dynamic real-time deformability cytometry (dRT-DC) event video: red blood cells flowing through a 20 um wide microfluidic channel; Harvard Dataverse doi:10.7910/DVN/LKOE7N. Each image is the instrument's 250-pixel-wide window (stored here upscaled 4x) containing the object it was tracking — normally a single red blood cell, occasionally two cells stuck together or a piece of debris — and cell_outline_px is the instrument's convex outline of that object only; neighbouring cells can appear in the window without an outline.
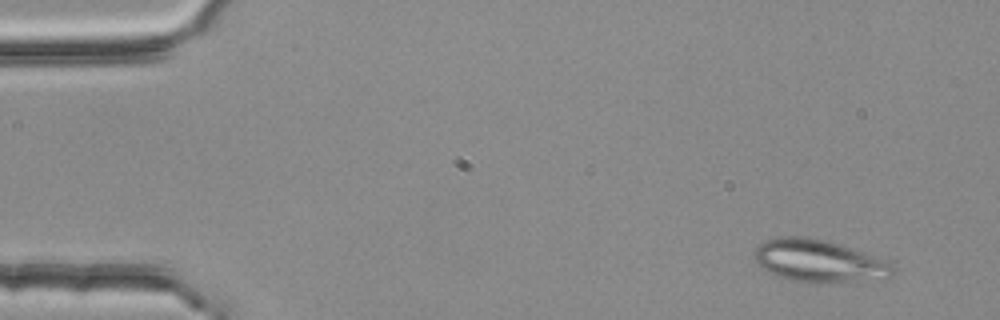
{"species": "common noctule bat (a hibernating species)", "species_latin": "Nyctalus noctula", "temperature_condition": "room temperature", "stored_images_in_passage": 4, "camera_frame_rate_fps": 3000, "um_per_image_px": 0.085, "animal": {"sex": "female", "body_mass_g": 25.1}, "frame": {"image": 1, "passage_image": 1, "time_ms": 0.0, "image_size_px": [1000, 320], "cell_outline_px": [[896, 268], [884, 280], [792, 280], [780, 276], [764, 268], [756, 260], [752, 252], [760, 244], [768, 240], [780, 236], [808, 236], [840, 244], [884, 260], [892, 264]], "centroid_in_image_um": [69.61, 22.13], "position_along_channel_um": 15.4, "area_um2": 32.95}}